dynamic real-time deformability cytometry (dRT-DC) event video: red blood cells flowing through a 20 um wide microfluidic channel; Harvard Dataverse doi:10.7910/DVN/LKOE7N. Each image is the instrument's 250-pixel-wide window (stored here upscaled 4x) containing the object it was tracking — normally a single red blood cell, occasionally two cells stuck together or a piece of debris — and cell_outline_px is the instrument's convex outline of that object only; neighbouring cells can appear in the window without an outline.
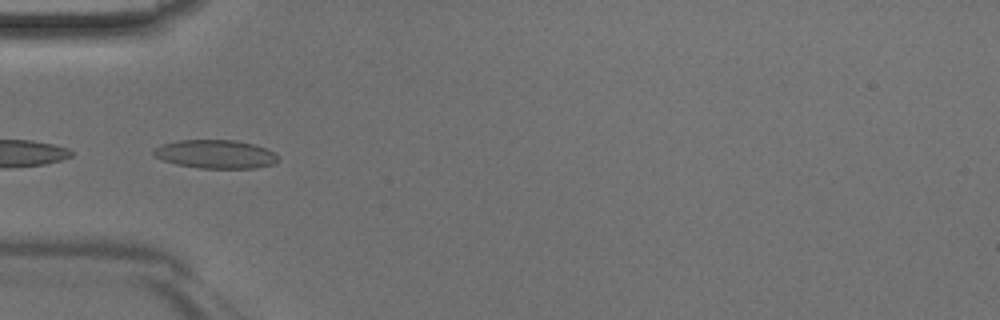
{"species": "Egyptian fruit bat (a non-hibernating species)", "species_latin": "Rousettus aegyptiacus", "temperature_condition": "room temperature", "stored_images_in_passage": 11, "camera_frame_rate_fps": 3000, "um_per_image_px": 0.085, "animal": {"sex": "male"}, "frame": {"image": 1, "passage_image": 8, "time_ms": 2.333, "image_size_px": [1000, 320], "cell_outline_px": [[280, 160], [276, 164], [256, 168], [200, 168], [176, 164], [164, 160], [156, 156], [152, 152], [160, 144], [176, 140], [236, 140], [252, 144], [276, 152], [280, 156]], "centroid_in_image_um": [18.38, 13.1], "position_along_channel_um": 66.6, "area_um2": 20.87}}